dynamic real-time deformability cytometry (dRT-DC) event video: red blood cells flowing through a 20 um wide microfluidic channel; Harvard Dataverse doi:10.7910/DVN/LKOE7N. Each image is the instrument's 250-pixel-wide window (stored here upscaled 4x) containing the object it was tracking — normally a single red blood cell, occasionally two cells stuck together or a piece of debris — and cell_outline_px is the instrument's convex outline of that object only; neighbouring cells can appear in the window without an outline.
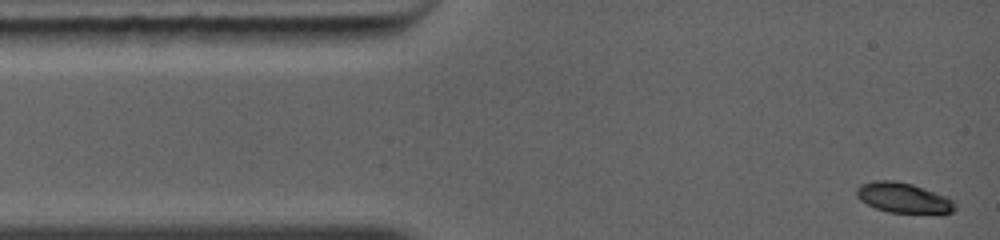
{"species": "common noctule bat (a hibernating species)", "species_latin": "Nyctalus noctula", "temperature_condition": "warm", "stored_images_in_passage": 12, "camera_frame_rate_fps": 5000, "um_per_image_px": 0.085, "animal": {"sex": "female", "body_mass_g": 19.0, "forearm_length_mm": 56.7}, "frame": {"image": 1, "passage_image": 1, "time_ms": 0.0, "image_size_px": [1000, 240], "cell_outline_px": [[956, 208], [952, 212], [888, 212], [876, 208], [860, 200], [856, 196], [856, 188], [860, 184], [876, 180], [892, 180], [912, 184], [944, 196], [952, 200], [956, 204]], "centroid_in_image_um": [76.72, 16.79], "position_along_channel_um": 8.3, "area_um2": 16.88}}
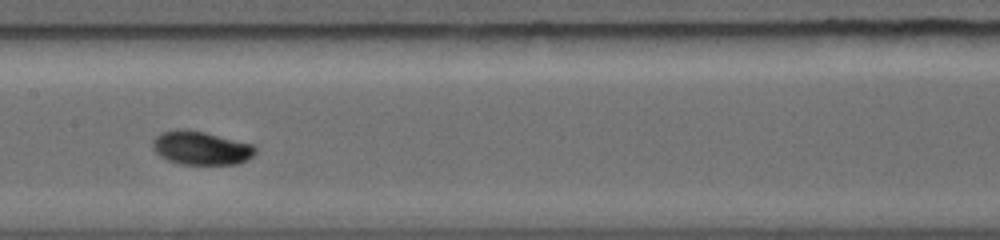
{"frame": {"image": 2, "passage_image": 7, "time_ms": 5.4, "image_size_px": [1000, 240], "cell_outline_px": [[256, 152], [248, 160], [236, 164], [180, 164], [168, 160], [160, 156], [156, 152], [152, 144], [156, 136], [160, 132], [180, 128], [188, 128], [252, 144], [256, 148]], "centroid_in_image_um": [17.08, 12.57], "position_along_channel_um": 190.3, "area_um2": 20.11}}
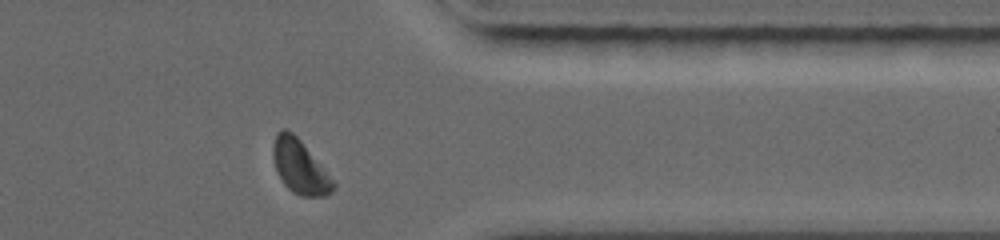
{"frame": {"image": 3, "passage_image": 12, "time_ms": 9.8, "image_size_px": [1000, 240], "cell_outline_px": [[336, 184], [332, 192], [324, 196], [300, 196], [292, 192], [284, 184], [276, 168], [272, 156], [272, 144], [276, 132], [284, 128], [288, 128], [300, 140], [324, 168]], "centroid_in_image_um": [25.47, 14.16], "position_along_channel_um": 385.9, "area_um2": 18.79}}